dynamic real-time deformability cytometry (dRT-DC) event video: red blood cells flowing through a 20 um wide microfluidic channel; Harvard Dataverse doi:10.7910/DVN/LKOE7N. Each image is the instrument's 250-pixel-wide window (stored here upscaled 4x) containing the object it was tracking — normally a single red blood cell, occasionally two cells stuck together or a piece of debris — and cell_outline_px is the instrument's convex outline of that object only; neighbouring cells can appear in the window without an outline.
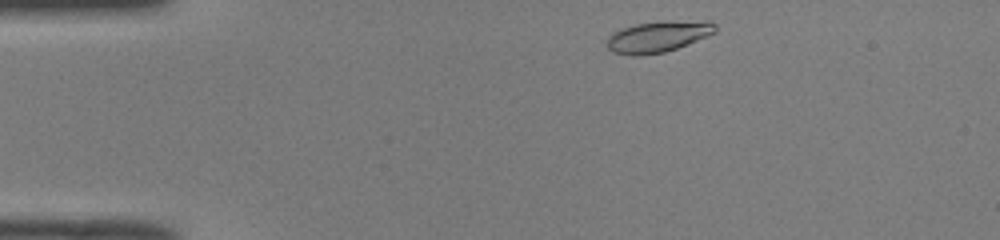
{"species": "common noctule bat (a hibernating species)", "species_latin": "Nyctalus noctula", "temperature_condition": "room temperature", "stored_images_in_passage": 43, "camera_frame_rate_fps": 3000, "um_per_image_px": 0.085, "animal": {"sex": "male", "body_mass_g": 19.0, "forearm_length_mm": 50.8}, "frame": {"image": 1, "passage_image": 1, "time_ms": 0.0, "image_size_px": [1000, 240], "cell_outline_px": [[716, 32], [688, 44], [664, 52], [640, 56], [632, 56], [612, 52], [608, 48], [608, 36], [612, 32], [620, 28], [636, 24], [664, 20], [708, 20], [716, 24]], "centroid_in_image_um": [55.94, 3.09], "position_along_channel_um": 29.1, "area_um2": 20.06}}
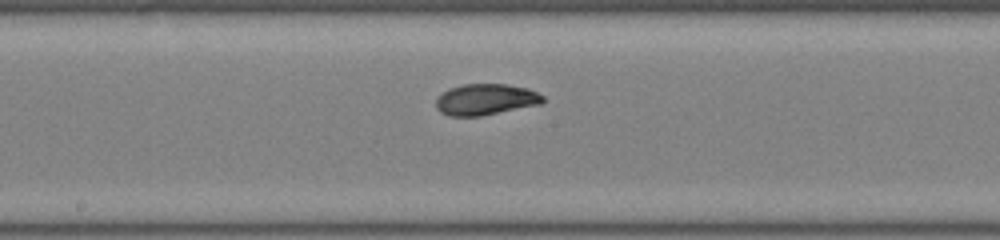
{"frame": {"image": 2, "passage_image": 19, "time_ms": 6.0, "image_size_px": [1000, 240], "cell_outline_px": [[544, 100], [540, 104], [480, 116], [448, 116], [440, 112], [436, 108], [436, 96], [448, 88], [464, 84], [508, 84], [528, 88], [544, 96]], "centroid_in_image_um": [41.24, 8.45], "position_along_channel_um": 207.0, "area_um2": 19.54}}
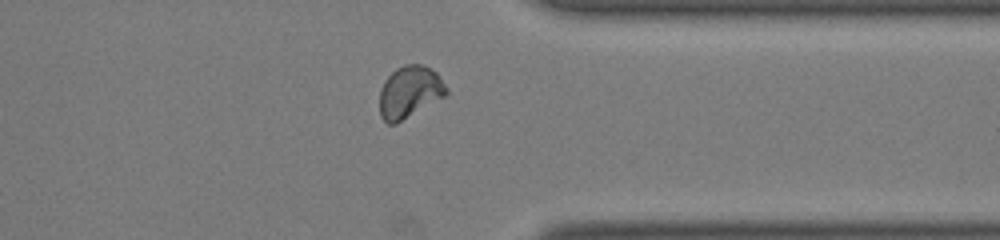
{"frame": {"image": 3, "passage_image": 32, "time_ms": 10.333, "image_size_px": [1000, 240], "cell_outline_px": [[448, 92], [444, 96], [396, 124], [388, 124], [380, 116], [380, 88], [384, 80], [396, 68], [404, 64], [420, 64], [436, 72], [448, 88]], "centroid_in_image_um": [34.79, 7.81], "position_along_channel_um": 376.6, "area_um2": 20.11}, "authors_computed_cell_mechanics": {"area_um2": 19.652, "velocity_mm_per_s": 3.9928, "shape_relaxation_time_tau1_ms": 5.3958, "shape_relaxation_time_tau2_ms": 0.9469, "deformation_change_tau1": 0.1666, "deformation_change_tau2": 0.0433}}